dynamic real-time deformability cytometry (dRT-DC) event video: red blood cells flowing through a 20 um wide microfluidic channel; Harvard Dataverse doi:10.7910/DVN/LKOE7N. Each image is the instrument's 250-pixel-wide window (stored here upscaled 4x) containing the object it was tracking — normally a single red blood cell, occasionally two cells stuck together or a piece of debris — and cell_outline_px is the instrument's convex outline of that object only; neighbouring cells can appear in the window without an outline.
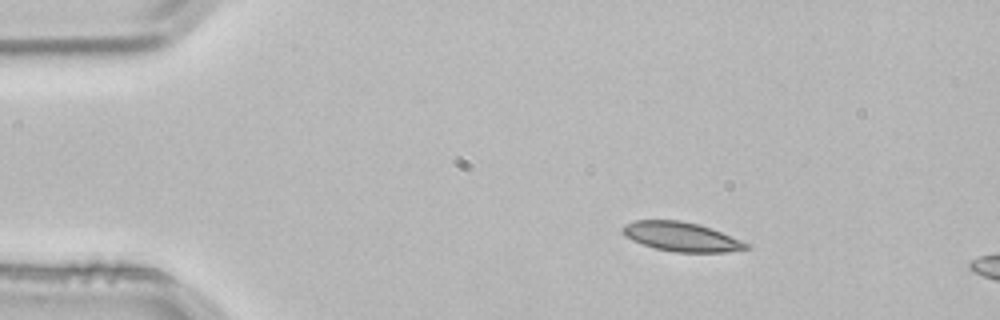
{"species": "common noctule bat (a hibernating species)", "species_latin": "Nyctalus noctula", "temperature_condition": "room temperature", "stored_images_in_passage": 2, "camera_frame_rate_fps": 3000, "um_per_image_px": 0.085, "animal": {"sex": "male", "body_mass_g": 21.5, "forearm_length_mm": 52.0}, "frame": {"image": 1, "passage_image": 1, "time_ms": 0.0, "image_size_px": [1000, 320], "cell_outline_px": [[748, 248], [728, 252], [676, 252], [656, 248], [632, 240], [620, 228], [624, 224], [636, 220], [680, 220], [700, 224], [712, 228], [740, 240], [748, 244]], "centroid_in_image_um": [57.91, 20.11], "position_along_channel_um": 27.1, "area_um2": 20.81}}
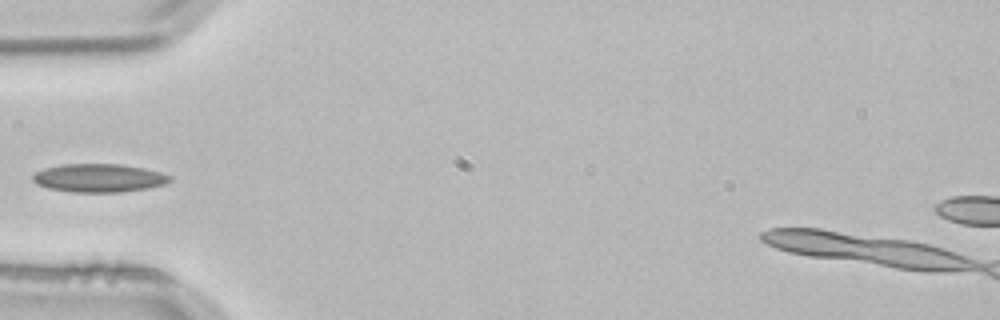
{"frame": {"image": 2, "passage_image": 2, "time_ms": 0.333, "image_size_px": [1000, 320], "cell_outline_px": [[172, 180], [164, 184], [148, 188], [120, 192], [72, 192], [48, 188], [36, 184], [32, 180], [32, 176], [36, 172], [44, 168], [60, 164], [120, 164], [144, 168], [160, 172], [172, 176]], "centroid_in_image_um": [8.4, 15.12], "position_along_channel_um": 76.6, "area_um2": 22.72}}